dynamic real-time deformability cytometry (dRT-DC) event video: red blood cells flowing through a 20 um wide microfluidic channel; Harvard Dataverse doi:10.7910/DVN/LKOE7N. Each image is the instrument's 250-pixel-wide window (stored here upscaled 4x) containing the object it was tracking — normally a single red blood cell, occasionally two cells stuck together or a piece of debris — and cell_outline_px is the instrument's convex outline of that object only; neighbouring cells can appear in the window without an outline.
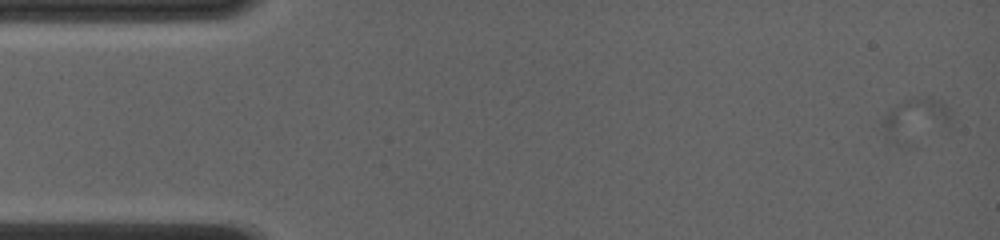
{"species": "common noctule bat (a hibernating species)", "species_latin": "Nyctalus noctula", "temperature_condition": "room temperature", "stored_images_in_passage": 6, "camera_frame_rate_fps": 4000, "um_per_image_px": 0.085, "animal": {"sex": "female", "body_mass_g": 19.0, "forearm_length_mm": 56.7}, "frame": {"image": 1, "passage_image": 1, "time_ms": 0.0, "image_size_px": [1000, 240], "cell_outline_px": [[952, 128], [916, 148], [908, 148], [896, 144], [888, 136], [884, 128], [884, 120], [888, 112], [892, 108], [904, 100], [924, 96], [932, 96], [940, 100], [948, 108], [952, 116]], "centroid_in_image_um": [77.99, 10.31], "position_along_channel_um": 7.0, "area_um2": 18.84}}